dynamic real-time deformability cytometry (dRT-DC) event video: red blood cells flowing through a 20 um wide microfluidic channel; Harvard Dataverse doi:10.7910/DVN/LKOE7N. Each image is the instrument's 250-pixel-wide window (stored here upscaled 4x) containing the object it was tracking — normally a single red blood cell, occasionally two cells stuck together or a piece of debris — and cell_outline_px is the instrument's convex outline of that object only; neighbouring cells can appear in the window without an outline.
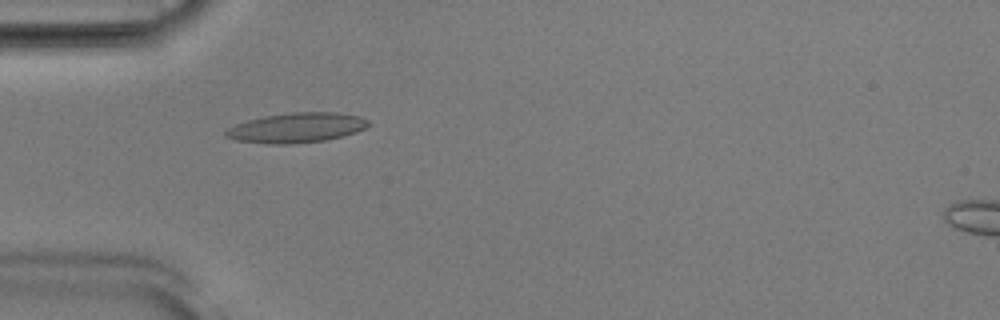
{"species": "Egyptian fruit bat (a non-hibernating species)", "species_latin": "Rousettus aegyptiacus", "temperature_condition": "room temperature", "stored_images_in_passage": 39, "camera_frame_rate_fps": 3000, "um_per_image_px": 0.085, "animal": {"sex": "male"}, "frame": {"image": 1, "passage_image": 3, "time_ms": 0.667, "image_size_px": [1000, 320], "cell_outline_px": [[372, 124], [356, 132], [344, 136], [324, 140], [296, 144], [268, 144], [236, 140], [224, 136], [224, 132], [228, 128], [236, 124], [248, 120], [264, 116], [292, 112], [336, 112], [360, 116], [368, 120]], "centroid_in_image_um": [25.22, 10.86], "position_along_channel_um": 59.8, "area_um2": 24.97}}
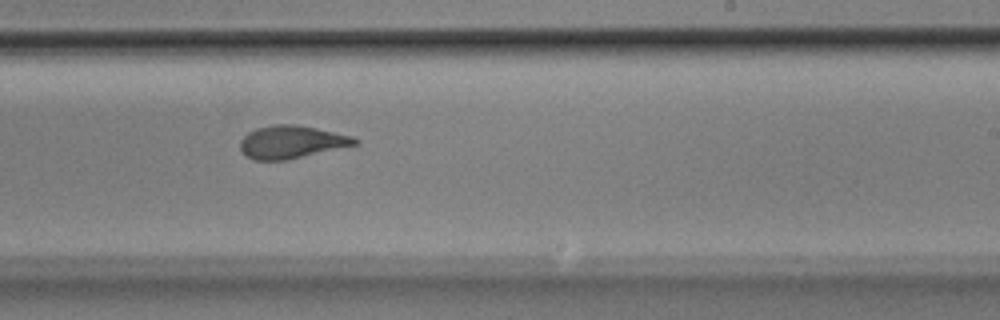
{"frame": {"image": 2, "passage_image": 19, "time_ms": 6.0, "image_size_px": [1000, 320], "cell_outline_px": [[360, 140], [356, 144], [288, 160], [252, 160], [244, 156], [240, 148], [240, 140], [248, 132], [256, 128], [272, 124], [296, 124], [316, 128], [352, 136]], "centroid_in_image_um": [24.72, 12.07], "position_along_channel_um": 264.3, "area_um2": 21.96}}
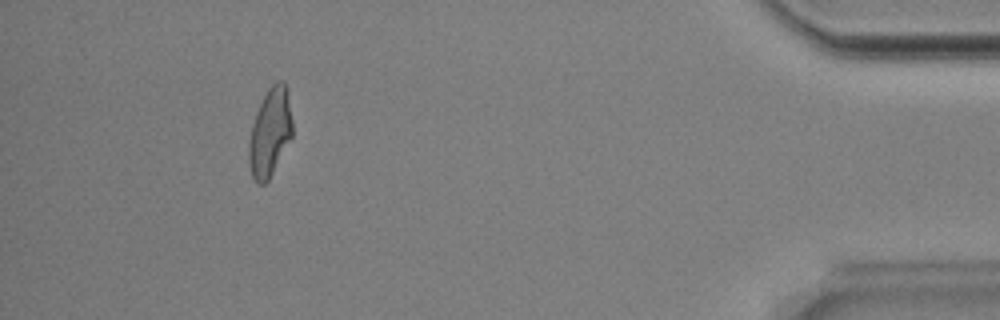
{"frame": {"image": 3, "passage_image": 35, "time_ms": 11.333, "image_size_px": [1000, 320], "cell_outline_px": [[292, 136], [268, 180], [264, 184], [256, 184], [252, 176], [248, 160], [248, 144], [252, 124], [256, 112], [268, 88], [276, 80], [284, 80], [292, 120]], "centroid_in_image_um": [22.93, 11.26], "position_along_channel_um": 412.3, "area_um2": 22.14}, "authors_computed_cell_mechanics": {"area_um2": 22.1374, "velocity_mm_per_s": 3.8944, "shape_relaxation_time_tau1_ms": 8.1573, "shape_relaxation_time_tau2_ms": 1.5481, "deformation_change_tau1": 0.2361, "deformation_change_tau2": 0.0907}}